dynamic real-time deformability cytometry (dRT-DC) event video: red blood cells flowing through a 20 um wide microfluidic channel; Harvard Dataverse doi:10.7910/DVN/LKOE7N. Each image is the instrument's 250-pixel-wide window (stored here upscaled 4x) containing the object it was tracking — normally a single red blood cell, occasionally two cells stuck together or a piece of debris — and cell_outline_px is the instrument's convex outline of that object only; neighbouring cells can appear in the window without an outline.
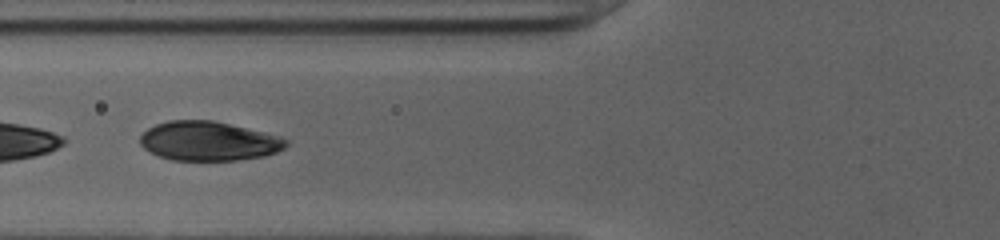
{"species": "human", "species_latin": "Homo sapiens", "temperature_condition": "cold", "stored_images_in_passage": 35, "camera_frame_rate_fps": 3000, "um_per_image_px": 0.085, "donor": {"sex": "female"}, "frame": {"image": 1, "passage_image": 6, "time_ms": 1.667, "image_size_px": [1000, 240], "cell_outline_px": [[288, 144], [284, 148], [276, 152], [264, 156], [240, 160], [172, 160], [160, 156], [144, 148], [140, 144], [140, 136], [148, 128], [156, 124], [168, 120], [212, 120], [264, 132], [280, 136], [288, 140]], "centroid_in_image_um": [17.74, 11.99], "position_along_channel_um": 108.1, "area_um2": 33.29}}
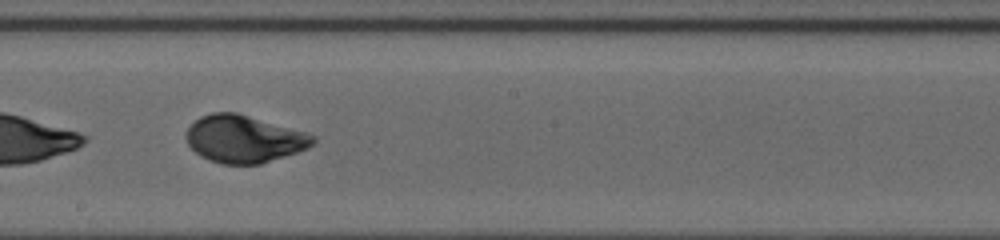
{"frame": {"image": 2, "passage_image": 15, "time_ms": 4.667, "image_size_px": [1000, 240], "cell_outline_px": [[316, 144], [308, 148], [260, 164], [220, 164], [208, 160], [200, 156], [188, 144], [184, 136], [188, 128], [200, 116], [212, 112], [236, 112], [308, 132], [316, 136]], "centroid_in_image_um": [20.75, 11.81], "position_along_channel_um": 227.4, "area_um2": 35.26}}
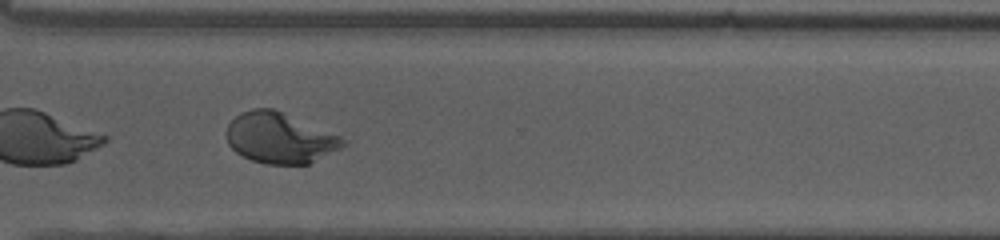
{"frame": {"image": 3, "passage_image": 24, "time_ms": 7.667, "image_size_px": [1000, 240], "cell_outline_px": [[348, 144], [308, 164], [264, 164], [252, 160], [236, 152], [228, 144], [224, 132], [228, 124], [240, 112], [252, 108], [272, 108], [340, 136], [348, 140]], "centroid_in_image_um": [23.74, 11.73], "position_along_channel_um": 346.9, "area_um2": 34.28}, "authors_computed_cell_mechanics": {"area_um2": 34.9112, "velocity_mm_per_s": 3.9832, "shape_relaxation_time_tau1_ms": 3.578, "shape_relaxation_time_tau2_ms": null, "deformation_change_tau1": 0.167, "deformation_change_tau2": null}}